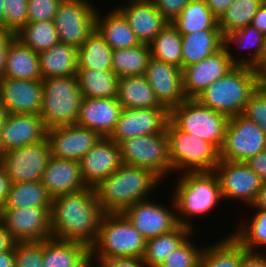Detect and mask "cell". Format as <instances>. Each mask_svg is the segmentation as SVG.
<instances>
[{"mask_svg": "<svg viewBox=\"0 0 266 267\" xmlns=\"http://www.w3.org/2000/svg\"><path fill=\"white\" fill-rule=\"evenodd\" d=\"M151 57L149 44L113 50L112 70L118 78L144 75Z\"/></svg>", "mask_w": 266, "mask_h": 267, "instance_id": "f35d334b", "label": "cell"}, {"mask_svg": "<svg viewBox=\"0 0 266 267\" xmlns=\"http://www.w3.org/2000/svg\"><path fill=\"white\" fill-rule=\"evenodd\" d=\"M172 24L180 34L219 29L218 19L212 14L205 0H191Z\"/></svg>", "mask_w": 266, "mask_h": 267, "instance_id": "74e56055", "label": "cell"}, {"mask_svg": "<svg viewBox=\"0 0 266 267\" xmlns=\"http://www.w3.org/2000/svg\"><path fill=\"white\" fill-rule=\"evenodd\" d=\"M253 206L256 209L266 210V182H263V185Z\"/></svg>", "mask_w": 266, "mask_h": 267, "instance_id": "94428289", "label": "cell"}, {"mask_svg": "<svg viewBox=\"0 0 266 267\" xmlns=\"http://www.w3.org/2000/svg\"><path fill=\"white\" fill-rule=\"evenodd\" d=\"M118 145L122 163L150 169L161 179L170 175L166 133L140 135L123 140Z\"/></svg>", "mask_w": 266, "mask_h": 267, "instance_id": "9c48e42d", "label": "cell"}, {"mask_svg": "<svg viewBox=\"0 0 266 267\" xmlns=\"http://www.w3.org/2000/svg\"><path fill=\"white\" fill-rule=\"evenodd\" d=\"M4 0H0V29L4 30Z\"/></svg>", "mask_w": 266, "mask_h": 267, "instance_id": "e7e4bbea", "label": "cell"}, {"mask_svg": "<svg viewBox=\"0 0 266 267\" xmlns=\"http://www.w3.org/2000/svg\"><path fill=\"white\" fill-rule=\"evenodd\" d=\"M241 267H266V255H263L262 252H248L243 247Z\"/></svg>", "mask_w": 266, "mask_h": 267, "instance_id": "db71d44e", "label": "cell"}, {"mask_svg": "<svg viewBox=\"0 0 266 267\" xmlns=\"http://www.w3.org/2000/svg\"><path fill=\"white\" fill-rule=\"evenodd\" d=\"M251 208L257 210L251 217L250 222L239 225L238 229L232 231L231 235L248 251L257 252L260 246L266 248V210L256 209L253 205ZM259 247V248H257Z\"/></svg>", "mask_w": 266, "mask_h": 267, "instance_id": "7bdbcfd3", "label": "cell"}, {"mask_svg": "<svg viewBox=\"0 0 266 267\" xmlns=\"http://www.w3.org/2000/svg\"><path fill=\"white\" fill-rule=\"evenodd\" d=\"M150 54L153 58L181 68L182 37L178 29L168 23L149 43Z\"/></svg>", "mask_w": 266, "mask_h": 267, "instance_id": "ab89813d", "label": "cell"}, {"mask_svg": "<svg viewBox=\"0 0 266 267\" xmlns=\"http://www.w3.org/2000/svg\"><path fill=\"white\" fill-rule=\"evenodd\" d=\"M265 80L253 67L236 65L195 99L228 117L243 114L251 94Z\"/></svg>", "mask_w": 266, "mask_h": 267, "instance_id": "277c9868", "label": "cell"}, {"mask_svg": "<svg viewBox=\"0 0 266 267\" xmlns=\"http://www.w3.org/2000/svg\"><path fill=\"white\" fill-rule=\"evenodd\" d=\"M229 117L200 104L196 99H186L170 110V121L181 131L209 141L221 148Z\"/></svg>", "mask_w": 266, "mask_h": 267, "instance_id": "ba28073f", "label": "cell"}, {"mask_svg": "<svg viewBox=\"0 0 266 267\" xmlns=\"http://www.w3.org/2000/svg\"><path fill=\"white\" fill-rule=\"evenodd\" d=\"M0 221L16 242L43 241L52 236L51 208L3 209Z\"/></svg>", "mask_w": 266, "mask_h": 267, "instance_id": "5bb4252c", "label": "cell"}, {"mask_svg": "<svg viewBox=\"0 0 266 267\" xmlns=\"http://www.w3.org/2000/svg\"><path fill=\"white\" fill-rule=\"evenodd\" d=\"M15 35L23 45L37 53L60 42L54 20L27 23Z\"/></svg>", "mask_w": 266, "mask_h": 267, "instance_id": "60d3db41", "label": "cell"}, {"mask_svg": "<svg viewBox=\"0 0 266 267\" xmlns=\"http://www.w3.org/2000/svg\"><path fill=\"white\" fill-rule=\"evenodd\" d=\"M42 102L41 80L0 78V103L8 114L40 115Z\"/></svg>", "mask_w": 266, "mask_h": 267, "instance_id": "ac0fdd59", "label": "cell"}, {"mask_svg": "<svg viewBox=\"0 0 266 267\" xmlns=\"http://www.w3.org/2000/svg\"><path fill=\"white\" fill-rule=\"evenodd\" d=\"M170 201L173 209L154 200L146 199L127 207L122 213L148 240L168 233L179 225L173 198Z\"/></svg>", "mask_w": 266, "mask_h": 267, "instance_id": "9a60e30c", "label": "cell"}, {"mask_svg": "<svg viewBox=\"0 0 266 267\" xmlns=\"http://www.w3.org/2000/svg\"><path fill=\"white\" fill-rule=\"evenodd\" d=\"M191 237L173 250L158 267H198L203 248L196 247Z\"/></svg>", "mask_w": 266, "mask_h": 267, "instance_id": "ee69618b", "label": "cell"}, {"mask_svg": "<svg viewBox=\"0 0 266 267\" xmlns=\"http://www.w3.org/2000/svg\"><path fill=\"white\" fill-rule=\"evenodd\" d=\"M4 77L42 80L38 53L15 39L8 49Z\"/></svg>", "mask_w": 266, "mask_h": 267, "instance_id": "1f68e13d", "label": "cell"}, {"mask_svg": "<svg viewBox=\"0 0 266 267\" xmlns=\"http://www.w3.org/2000/svg\"><path fill=\"white\" fill-rule=\"evenodd\" d=\"M162 179L147 168L122 163L95 188L99 205L105 213H122L127 207L149 199Z\"/></svg>", "mask_w": 266, "mask_h": 267, "instance_id": "7a4b0ae2", "label": "cell"}, {"mask_svg": "<svg viewBox=\"0 0 266 267\" xmlns=\"http://www.w3.org/2000/svg\"><path fill=\"white\" fill-rule=\"evenodd\" d=\"M112 57V48L96 30L77 48L78 69L112 70Z\"/></svg>", "mask_w": 266, "mask_h": 267, "instance_id": "8d00e7d4", "label": "cell"}, {"mask_svg": "<svg viewBox=\"0 0 266 267\" xmlns=\"http://www.w3.org/2000/svg\"><path fill=\"white\" fill-rule=\"evenodd\" d=\"M90 249L83 244L55 238L43 240L42 267H87Z\"/></svg>", "mask_w": 266, "mask_h": 267, "instance_id": "4316f807", "label": "cell"}, {"mask_svg": "<svg viewBox=\"0 0 266 267\" xmlns=\"http://www.w3.org/2000/svg\"><path fill=\"white\" fill-rule=\"evenodd\" d=\"M105 212L94 188H85L52 199L51 228L55 239L93 246Z\"/></svg>", "mask_w": 266, "mask_h": 267, "instance_id": "6da1fadb", "label": "cell"}, {"mask_svg": "<svg viewBox=\"0 0 266 267\" xmlns=\"http://www.w3.org/2000/svg\"><path fill=\"white\" fill-rule=\"evenodd\" d=\"M243 246L230 234L204 246L198 267H241Z\"/></svg>", "mask_w": 266, "mask_h": 267, "instance_id": "836d02e7", "label": "cell"}, {"mask_svg": "<svg viewBox=\"0 0 266 267\" xmlns=\"http://www.w3.org/2000/svg\"><path fill=\"white\" fill-rule=\"evenodd\" d=\"M0 267H15V249L0 252Z\"/></svg>", "mask_w": 266, "mask_h": 267, "instance_id": "91938a15", "label": "cell"}, {"mask_svg": "<svg viewBox=\"0 0 266 267\" xmlns=\"http://www.w3.org/2000/svg\"><path fill=\"white\" fill-rule=\"evenodd\" d=\"M46 131L40 115L8 114L1 131L0 155L46 139Z\"/></svg>", "mask_w": 266, "mask_h": 267, "instance_id": "7402d4cb", "label": "cell"}, {"mask_svg": "<svg viewBox=\"0 0 266 267\" xmlns=\"http://www.w3.org/2000/svg\"><path fill=\"white\" fill-rule=\"evenodd\" d=\"M4 30L17 33L28 23V0H4Z\"/></svg>", "mask_w": 266, "mask_h": 267, "instance_id": "bcb514c9", "label": "cell"}, {"mask_svg": "<svg viewBox=\"0 0 266 267\" xmlns=\"http://www.w3.org/2000/svg\"><path fill=\"white\" fill-rule=\"evenodd\" d=\"M214 172L225 200L237 199L248 207L255 203L263 181L245 162L220 160Z\"/></svg>", "mask_w": 266, "mask_h": 267, "instance_id": "4fadbf2b", "label": "cell"}, {"mask_svg": "<svg viewBox=\"0 0 266 267\" xmlns=\"http://www.w3.org/2000/svg\"><path fill=\"white\" fill-rule=\"evenodd\" d=\"M169 120L167 108L123 109L109 138L119 144L140 135L166 133Z\"/></svg>", "mask_w": 266, "mask_h": 267, "instance_id": "2e32d148", "label": "cell"}, {"mask_svg": "<svg viewBox=\"0 0 266 267\" xmlns=\"http://www.w3.org/2000/svg\"><path fill=\"white\" fill-rule=\"evenodd\" d=\"M258 72L266 79V34L264 35L261 59L258 62Z\"/></svg>", "mask_w": 266, "mask_h": 267, "instance_id": "6125c7cd", "label": "cell"}, {"mask_svg": "<svg viewBox=\"0 0 266 267\" xmlns=\"http://www.w3.org/2000/svg\"><path fill=\"white\" fill-rule=\"evenodd\" d=\"M266 149V133L242 114L229 117L220 160L246 162Z\"/></svg>", "mask_w": 266, "mask_h": 267, "instance_id": "30bf717a", "label": "cell"}, {"mask_svg": "<svg viewBox=\"0 0 266 267\" xmlns=\"http://www.w3.org/2000/svg\"><path fill=\"white\" fill-rule=\"evenodd\" d=\"M125 2L126 4L116 8L128 20L130 28L140 43L149 44L168 24L167 20L151 0H126Z\"/></svg>", "mask_w": 266, "mask_h": 267, "instance_id": "d4e9b609", "label": "cell"}, {"mask_svg": "<svg viewBox=\"0 0 266 267\" xmlns=\"http://www.w3.org/2000/svg\"><path fill=\"white\" fill-rule=\"evenodd\" d=\"M170 173L214 171L220 161L219 149L209 141L179 130L170 120L166 127Z\"/></svg>", "mask_w": 266, "mask_h": 267, "instance_id": "52a82bcc", "label": "cell"}, {"mask_svg": "<svg viewBox=\"0 0 266 267\" xmlns=\"http://www.w3.org/2000/svg\"><path fill=\"white\" fill-rule=\"evenodd\" d=\"M76 76L83 97H117L119 78L113 70L78 69Z\"/></svg>", "mask_w": 266, "mask_h": 267, "instance_id": "e575fe53", "label": "cell"}, {"mask_svg": "<svg viewBox=\"0 0 266 267\" xmlns=\"http://www.w3.org/2000/svg\"><path fill=\"white\" fill-rule=\"evenodd\" d=\"M193 232L195 230L179 224L168 233L146 240L142 260L148 267H158Z\"/></svg>", "mask_w": 266, "mask_h": 267, "instance_id": "d6a6232c", "label": "cell"}, {"mask_svg": "<svg viewBox=\"0 0 266 267\" xmlns=\"http://www.w3.org/2000/svg\"><path fill=\"white\" fill-rule=\"evenodd\" d=\"M15 39V33L0 29V78L5 75L8 49Z\"/></svg>", "mask_w": 266, "mask_h": 267, "instance_id": "f907efd6", "label": "cell"}, {"mask_svg": "<svg viewBox=\"0 0 266 267\" xmlns=\"http://www.w3.org/2000/svg\"><path fill=\"white\" fill-rule=\"evenodd\" d=\"M15 267H42L43 241L16 242Z\"/></svg>", "mask_w": 266, "mask_h": 267, "instance_id": "7dc6e473", "label": "cell"}, {"mask_svg": "<svg viewBox=\"0 0 266 267\" xmlns=\"http://www.w3.org/2000/svg\"><path fill=\"white\" fill-rule=\"evenodd\" d=\"M236 65L223 47L214 55L182 70L183 92L186 98L195 99L216 80L227 74Z\"/></svg>", "mask_w": 266, "mask_h": 267, "instance_id": "d6986e66", "label": "cell"}, {"mask_svg": "<svg viewBox=\"0 0 266 267\" xmlns=\"http://www.w3.org/2000/svg\"><path fill=\"white\" fill-rule=\"evenodd\" d=\"M49 197L41 181L11 183L4 209L25 207L51 208Z\"/></svg>", "mask_w": 266, "mask_h": 267, "instance_id": "d590c367", "label": "cell"}, {"mask_svg": "<svg viewBox=\"0 0 266 267\" xmlns=\"http://www.w3.org/2000/svg\"><path fill=\"white\" fill-rule=\"evenodd\" d=\"M86 185L95 188L122 164L119 145L102 137L79 161Z\"/></svg>", "mask_w": 266, "mask_h": 267, "instance_id": "44dd1931", "label": "cell"}, {"mask_svg": "<svg viewBox=\"0 0 266 267\" xmlns=\"http://www.w3.org/2000/svg\"><path fill=\"white\" fill-rule=\"evenodd\" d=\"M102 136L76 124L50 128L46 131L51 156L80 161Z\"/></svg>", "mask_w": 266, "mask_h": 267, "instance_id": "e0dca14e", "label": "cell"}, {"mask_svg": "<svg viewBox=\"0 0 266 267\" xmlns=\"http://www.w3.org/2000/svg\"><path fill=\"white\" fill-rule=\"evenodd\" d=\"M251 25L264 35L266 34V0H264L263 4L253 17Z\"/></svg>", "mask_w": 266, "mask_h": 267, "instance_id": "6f0895ef", "label": "cell"}, {"mask_svg": "<svg viewBox=\"0 0 266 267\" xmlns=\"http://www.w3.org/2000/svg\"><path fill=\"white\" fill-rule=\"evenodd\" d=\"M235 0H205L212 14L219 19Z\"/></svg>", "mask_w": 266, "mask_h": 267, "instance_id": "9f6ffc18", "label": "cell"}, {"mask_svg": "<svg viewBox=\"0 0 266 267\" xmlns=\"http://www.w3.org/2000/svg\"><path fill=\"white\" fill-rule=\"evenodd\" d=\"M117 100L123 109L165 108L144 75L119 78Z\"/></svg>", "mask_w": 266, "mask_h": 267, "instance_id": "f546056e", "label": "cell"}, {"mask_svg": "<svg viewBox=\"0 0 266 267\" xmlns=\"http://www.w3.org/2000/svg\"><path fill=\"white\" fill-rule=\"evenodd\" d=\"M263 2L264 0H235L218 19V26L223 37L251 25L253 17Z\"/></svg>", "mask_w": 266, "mask_h": 267, "instance_id": "b9f144b4", "label": "cell"}, {"mask_svg": "<svg viewBox=\"0 0 266 267\" xmlns=\"http://www.w3.org/2000/svg\"><path fill=\"white\" fill-rule=\"evenodd\" d=\"M41 82L43 102L40 116L46 129L75 124L83 99L77 76L48 77Z\"/></svg>", "mask_w": 266, "mask_h": 267, "instance_id": "8992f818", "label": "cell"}, {"mask_svg": "<svg viewBox=\"0 0 266 267\" xmlns=\"http://www.w3.org/2000/svg\"><path fill=\"white\" fill-rule=\"evenodd\" d=\"M264 34L258 31L252 25L236 30L224 36V47L235 65L253 67L258 71V62L261 59L263 49ZM235 45L237 49L250 50L249 57L237 58L232 55L230 45ZM230 49V50H229ZM252 52V53H251ZM253 54V55H252ZM236 58V59H235Z\"/></svg>", "mask_w": 266, "mask_h": 267, "instance_id": "4dcf8cb0", "label": "cell"}, {"mask_svg": "<svg viewBox=\"0 0 266 267\" xmlns=\"http://www.w3.org/2000/svg\"><path fill=\"white\" fill-rule=\"evenodd\" d=\"M114 7L112 11L107 12V15L106 13L101 15V12L97 11L95 30L109 44L112 50L131 48L141 44L130 28L128 20L116 6Z\"/></svg>", "mask_w": 266, "mask_h": 267, "instance_id": "83f0119b", "label": "cell"}, {"mask_svg": "<svg viewBox=\"0 0 266 267\" xmlns=\"http://www.w3.org/2000/svg\"><path fill=\"white\" fill-rule=\"evenodd\" d=\"M263 182H266V149L245 162Z\"/></svg>", "mask_w": 266, "mask_h": 267, "instance_id": "f5cc1de1", "label": "cell"}, {"mask_svg": "<svg viewBox=\"0 0 266 267\" xmlns=\"http://www.w3.org/2000/svg\"><path fill=\"white\" fill-rule=\"evenodd\" d=\"M11 181L5 170L0 164V212L4 209L6 197L10 190Z\"/></svg>", "mask_w": 266, "mask_h": 267, "instance_id": "11a10c76", "label": "cell"}, {"mask_svg": "<svg viewBox=\"0 0 266 267\" xmlns=\"http://www.w3.org/2000/svg\"><path fill=\"white\" fill-rule=\"evenodd\" d=\"M15 243L16 241L0 221V252L11 250Z\"/></svg>", "mask_w": 266, "mask_h": 267, "instance_id": "680465c9", "label": "cell"}, {"mask_svg": "<svg viewBox=\"0 0 266 267\" xmlns=\"http://www.w3.org/2000/svg\"><path fill=\"white\" fill-rule=\"evenodd\" d=\"M88 0H62L54 18L59 41L79 48L95 30L97 7Z\"/></svg>", "mask_w": 266, "mask_h": 267, "instance_id": "8fae6325", "label": "cell"}, {"mask_svg": "<svg viewBox=\"0 0 266 267\" xmlns=\"http://www.w3.org/2000/svg\"><path fill=\"white\" fill-rule=\"evenodd\" d=\"M145 245L146 239L123 213H105L90 248V260L142 258Z\"/></svg>", "mask_w": 266, "mask_h": 267, "instance_id": "5b68a950", "label": "cell"}, {"mask_svg": "<svg viewBox=\"0 0 266 267\" xmlns=\"http://www.w3.org/2000/svg\"><path fill=\"white\" fill-rule=\"evenodd\" d=\"M38 56L42 79L77 75V48L73 45L59 42Z\"/></svg>", "mask_w": 266, "mask_h": 267, "instance_id": "f1b7e54d", "label": "cell"}, {"mask_svg": "<svg viewBox=\"0 0 266 267\" xmlns=\"http://www.w3.org/2000/svg\"><path fill=\"white\" fill-rule=\"evenodd\" d=\"M122 110L117 97H83L75 124L96 131L102 137H109L115 129Z\"/></svg>", "mask_w": 266, "mask_h": 267, "instance_id": "cb8c5ba5", "label": "cell"}, {"mask_svg": "<svg viewBox=\"0 0 266 267\" xmlns=\"http://www.w3.org/2000/svg\"><path fill=\"white\" fill-rule=\"evenodd\" d=\"M180 175L177 185L172 188L177 221L194 229L187 219L210 214L220 201H224L220 182L214 171L183 172Z\"/></svg>", "mask_w": 266, "mask_h": 267, "instance_id": "3957f363", "label": "cell"}, {"mask_svg": "<svg viewBox=\"0 0 266 267\" xmlns=\"http://www.w3.org/2000/svg\"><path fill=\"white\" fill-rule=\"evenodd\" d=\"M242 115L266 133V79L251 94Z\"/></svg>", "mask_w": 266, "mask_h": 267, "instance_id": "f6af8a7d", "label": "cell"}, {"mask_svg": "<svg viewBox=\"0 0 266 267\" xmlns=\"http://www.w3.org/2000/svg\"><path fill=\"white\" fill-rule=\"evenodd\" d=\"M41 183L51 199L89 188L82 176L79 161L52 156L42 174Z\"/></svg>", "mask_w": 266, "mask_h": 267, "instance_id": "603a6c76", "label": "cell"}, {"mask_svg": "<svg viewBox=\"0 0 266 267\" xmlns=\"http://www.w3.org/2000/svg\"><path fill=\"white\" fill-rule=\"evenodd\" d=\"M87 267H97V266H95L93 262V263H90Z\"/></svg>", "mask_w": 266, "mask_h": 267, "instance_id": "03108f58", "label": "cell"}, {"mask_svg": "<svg viewBox=\"0 0 266 267\" xmlns=\"http://www.w3.org/2000/svg\"><path fill=\"white\" fill-rule=\"evenodd\" d=\"M62 0H28V23L54 20Z\"/></svg>", "mask_w": 266, "mask_h": 267, "instance_id": "c3c4849f", "label": "cell"}, {"mask_svg": "<svg viewBox=\"0 0 266 267\" xmlns=\"http://www.w3.org/2000/svg\"><path fill=\"white\" fill-rule=\"evenodd\" d=\"M151 1L153 2L156 9L160 12V14L167 20V22L173 23L191 0H151Z\"/></svg>", "mask_w": 266, "mask_h": 267, "instance_id": "681fc988", "label": "cell"}, {"mask_svg": "<svg viewBox=\"0 0 266 267\" xmlns=\"http://www.w3.org/2000/svg\"><path fill=\"white\" fill-rule=\"evenodd\" d=\"M98 267H148L142 258H112L105 260H95Z\"/></svg>", "mask_w": 266, "mask_h": 267, "instance_id": "816d5d0a", "label": "cell"}, {"mask_svg": "<svg viewBox=\"0 0 266 267\" xmlns=\"http://www.w3.org/2000/svg\"><path fill=\"white\" fill-rule=\"evenodd\" d=\"M181 37V70L203 61L224 47V37L220 29L199 30L190 34H181Z\"/></svg>", "mask_w": 266, "mask_h": 267, "instance_id": "484cf974", "label": "cell"}, {"mask_svg": "<svg viewBox=\"0 0 266 267\" xmlns=\"http://www.w3.org/2000/svg\"><path fill=\"white\" fill-rule=\"evenodd\" d=\"M51 157L47 139L0 155L11 183L41 181L42 174Z\"/></svg>", "mask_w": 266, "mask_h": 267, "instance_id": "7c38bea8", "label": "cell"}, {"mask_svg": "<svg viewBox=\"0 0 266 267\" xmlns=\"http://www.w3.org/2000/svg\"><path fill=\"white\" fill-rule=\"evenodd\" d=\"M7 115H8L7 110L0 103V137H1V131H2Z\"/></svg>", "mask_w": 266, "mask_h": 267, "instance_id": "be15d7a7", "label": "cell"}, {"mask_svg": "<svg viewBox=\"0 0 266 267\" xmlns=\"http://www.w3.org/2000/svg\"><path fill=\"white\" fill-rule=\"evenodd\" d=\"M144 76L159 103L169 111L187 99L183 92L181 68L151 56Z\"/></svg>", "mask_w": 266, "mask_h": 267, "instance_id": "ffe728a7", "label": "cell"}]
</instances>
